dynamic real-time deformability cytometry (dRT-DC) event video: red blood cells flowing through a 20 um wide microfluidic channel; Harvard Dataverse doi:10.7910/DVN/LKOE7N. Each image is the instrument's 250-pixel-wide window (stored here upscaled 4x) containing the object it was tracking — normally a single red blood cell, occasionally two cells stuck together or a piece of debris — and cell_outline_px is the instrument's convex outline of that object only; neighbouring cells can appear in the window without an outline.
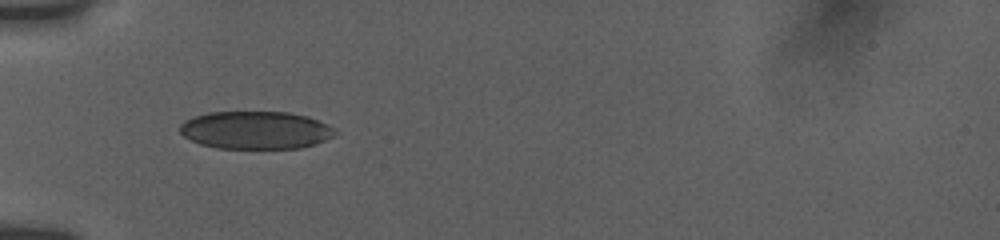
{"species": "human", "species_latin": "Homo sapiens", "temperature_condition": "room temperature", "stored_images_in_passage": 2, "camera_frame_rate_fps": 3000, "um_per_image_px": 0.085, "donor": {"sex": "female"}, "frame": {"image": 1, "passage_image": 1, "time_ms": 0.0, "image_size_px": [1000, 240], "cell_outline_px": [[336, 132], [332, 136], [324, 140], [300, 148], [216, 148], [200, 144], [184, 136], [180, 132], [180, 124], [184, 120], [208, 112], [288, 112], [304, 116], [316, 120], [332, 128]], "centroid_in_image_um": [21.66, 11.06], "position_along_channel_um": 63.3, "area_um2": 33.7}}
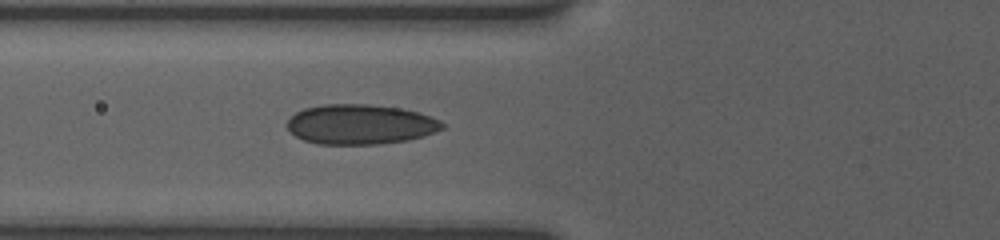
{"frame": {"image": 2, "passage_image": 2, "time_ms": 1.0, "image_size_px": [1000, 240], "cell_outline_px": [[444, 128], [436, 132], [424, 136], [408, 140], [380, 144], [320, 144], [304, 140], [296, 136], [288, 128], [288, 120], [296, 112], [304, 108], [324, 104], [368, 104], [400, 108], [432, 116], [440, 120], [444, 124]], "centroid_in_image_um": [30.66, 10.57], "position_along_channel_um": 95.1, "area_um2": 36.07}}